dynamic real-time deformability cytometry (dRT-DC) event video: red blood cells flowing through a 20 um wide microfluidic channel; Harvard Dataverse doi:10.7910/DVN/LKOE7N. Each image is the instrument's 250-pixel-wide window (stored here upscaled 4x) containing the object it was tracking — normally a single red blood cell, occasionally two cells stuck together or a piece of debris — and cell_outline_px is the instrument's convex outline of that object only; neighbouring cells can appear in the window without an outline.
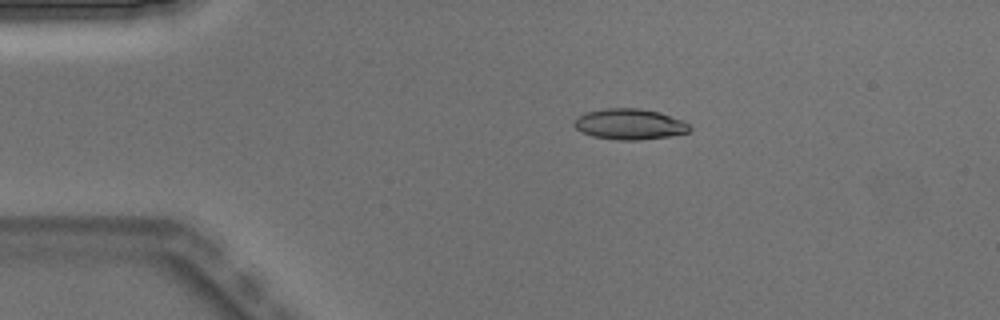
{"species": "Egyptian fruit bat (a non-hibernating species)", "species_latin": "Rousettus aegyptiacus", "temperature_condition": "warm", "stored_images_in_passage": 4, "camera_frame_rate_fps": 3000, "um_per_image_px": 0.085, "animal": {"sex": "male"}, "frame": {"image": 1, "passage_image": 2, "time_ms": 0.333, "image_size_px": [1000, 320], "cell_outline_px": [[692, 128], [688, 132], [668, 136], [640, 140], [616, 140], [592, 136], [580, 132], [572, 124], [572, 120], [576, 116], [584, 112], [604, 108], [640, 108], [660, 112], [684, 120]], "centroid_in_image_um": [53.46, 10.54], "position_along_channel_um": 31.5, "area_um2": 21.1}}